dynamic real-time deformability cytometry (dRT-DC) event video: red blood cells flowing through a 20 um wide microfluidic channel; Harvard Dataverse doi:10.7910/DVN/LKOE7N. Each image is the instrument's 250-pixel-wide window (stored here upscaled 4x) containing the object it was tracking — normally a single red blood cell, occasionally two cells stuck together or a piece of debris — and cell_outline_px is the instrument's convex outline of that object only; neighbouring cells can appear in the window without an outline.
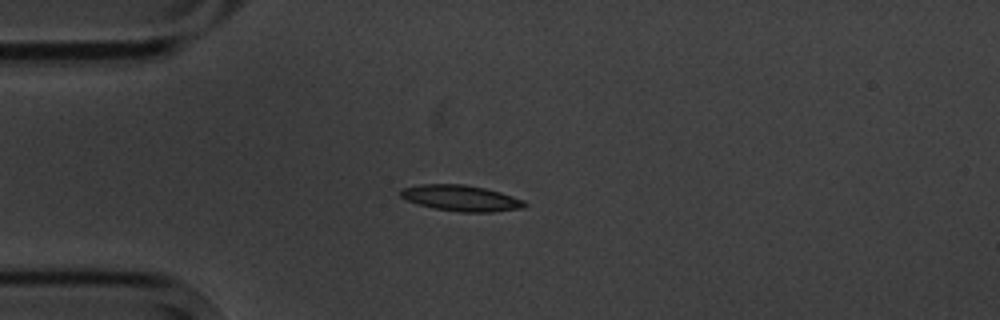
{"species": "common noctule bat (a hibernating species)", "species_latin": "Nyctalus noctula", "temperature_condition": "cold", "stored_images_in_passage": 14, "camera_frame_rate_fps": 3000, "um_per_image_px": 0.085, "animal": {"sex": "male", "body_mass_g": 20.1, "forearm_length_mm": 53.5}, "frame": {"image": 1, "passage_image": 3, "time_ms": 3.0, "image_size_px": [1000, 320], "cell_outline_px": [[528, 204], [524, 208], [492, 212], [460, 212], [436, 208], [420, 204], [408, 200], [400, 196], [400, 192], [404, 188], [420, 184], [464, 184], [484, 188], [500, 192], [524, 200]], "centroid_in_image_um": [39.24, 16.84], "position_along_channel_um": 45.8, "area_um2": 18.55}}
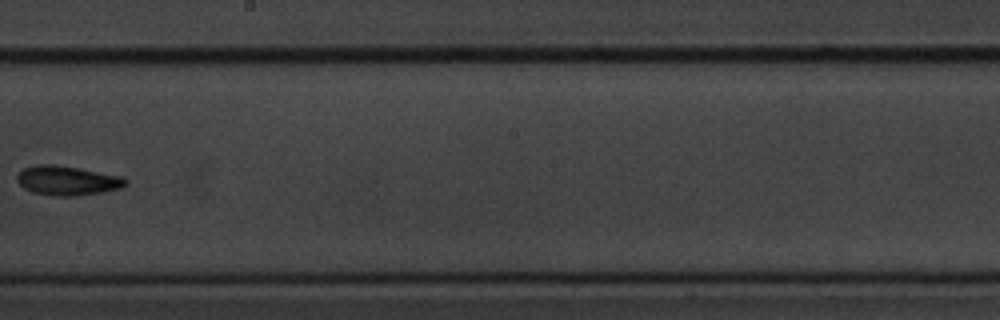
{"frame": {"image": 2, "passage_image": 8, "time_ms": 9.0, "image_size_px": [1000, 320], "cell_outline_px": [[128, 184], [124, 188], [104, 192], [76, 196], [52, 196], [32, 192], [24, 188], [16, 180], [16, 176], [24, 168], [40, 164], [56, 164], [80, 168], [124, 176], [128, 180]], "centroid_in_image_um": [5.79, 15.35], "position_along_channel_um": 242.4, "area_um2": 19.02}}
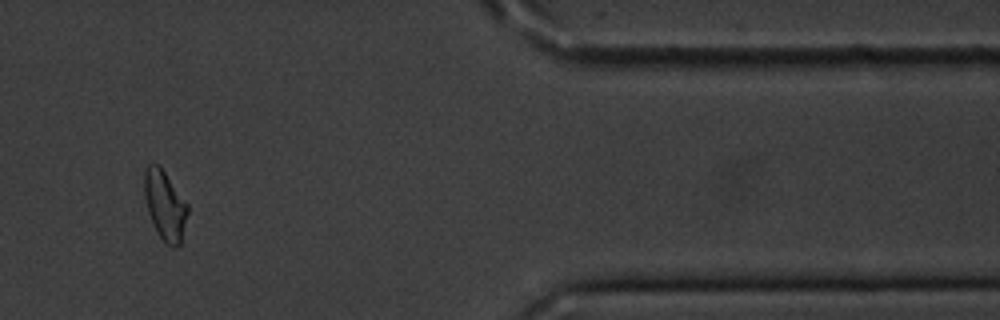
{"frame": {"image": 3, "passage_image": 12, "time_ms": 14.333, "image_size_px": [1000, 320], "cell_outline_px": [[188, 212], [180, 244], [176, 248], [172, 248], [164, 244], [148, 212], [144, 196], [144, 172], [148, 164], [160, 164], [188, 204]], "centroid_in_image_um": [14.02, 17.44], "position_along_channel_um": 397.4, "area_um2": 17.63}, "authors_computed_cell_mechanics": {"area_um2": 18.1492, "velocity_mm_per_s": 3.5408, "shape_relaxation_time_tau1_ms": 2.9435, "shape_relaxation_time_tau2_ms": 6.3047, "deformation_change_tau1": 0.13, "deformation_change_tau2": 0.1316}}